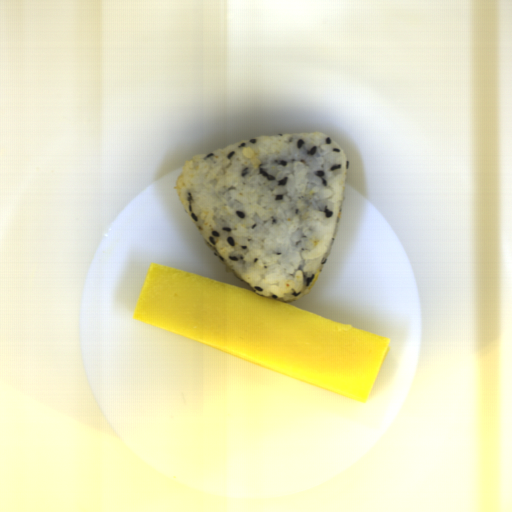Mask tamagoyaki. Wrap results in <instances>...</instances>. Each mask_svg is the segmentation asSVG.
I'll use <instances>...</instances> for the list:
<instances>
[{
    "instance_id": "1",
    "label": "tamagoyaki",
    "mask_w": 512,
    "mask_h": 512,
    "mask_svg": "<svg viewBox=\"0 0 512 512\" xmlns=\"http://www.w3.org/2000/svg\"><path fill=\"white\" fill-rule=\"evenodd\" d=\"M133 320L368 403L392 338L150 262Z\"/></svg>"
}]
</instances>
